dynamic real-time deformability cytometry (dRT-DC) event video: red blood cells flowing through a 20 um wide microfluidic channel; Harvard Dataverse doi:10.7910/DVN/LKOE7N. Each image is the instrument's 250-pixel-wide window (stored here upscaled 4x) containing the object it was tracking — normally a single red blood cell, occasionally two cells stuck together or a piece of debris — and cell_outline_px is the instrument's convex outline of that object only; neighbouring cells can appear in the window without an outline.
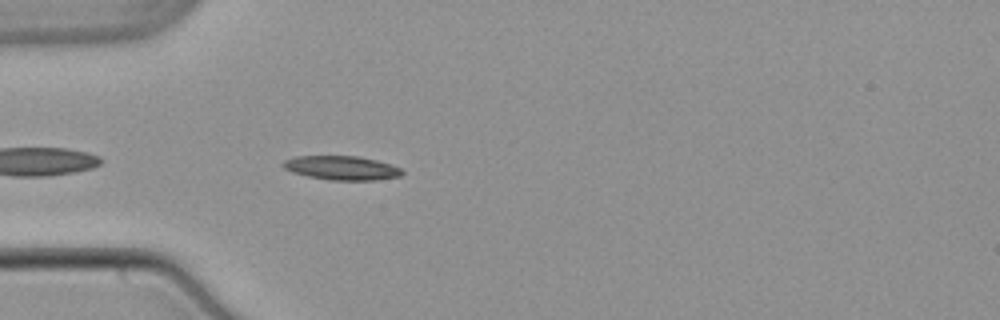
{"species": "common noctule bat (a hibernating species)", "species_latin": "Nyctalus noctula", "temperature_condition": "warm", "stored_images_in_passage": 7, "camera_frame_rate_fps": 3000, "um_per_image_px": 0.085, "animal": {"sex": "male", "body_mass_g": 21.5, "forearm_length_mm": 52.0}, "frame": {"image": 1, "passage_image": 3, "time_ms": 0.667, "image_size_px": [1000, 320], "cell_outline_px": [[404, 172], [400, 176], [372, 180], [328, 180], [308, 176], [292, 172], [284, 168], [280, 164], [284, 160], [296, 156], [356, 156], [376, 160], [392, 164], [400, 168]], "centroid_in_image_um": [29.02, 14.27], "position_along_channel_um": 56.0, "area_um2": 16.65}}